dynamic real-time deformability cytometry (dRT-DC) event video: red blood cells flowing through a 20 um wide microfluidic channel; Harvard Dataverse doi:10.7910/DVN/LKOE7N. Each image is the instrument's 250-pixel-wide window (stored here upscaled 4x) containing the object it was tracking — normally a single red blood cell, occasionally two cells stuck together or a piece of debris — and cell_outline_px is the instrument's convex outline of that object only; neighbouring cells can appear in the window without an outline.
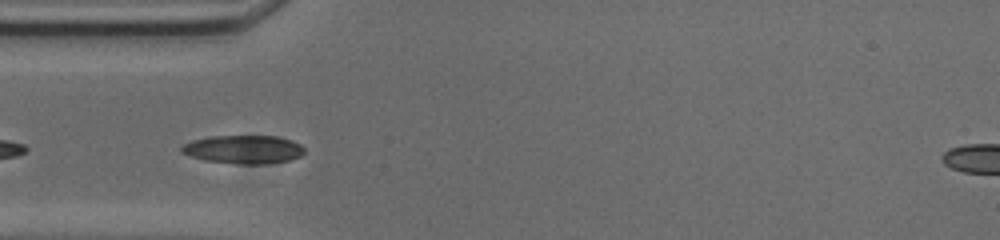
{"species": "common noctule bat (a hibernating species)", "species_latin": "Nyctalus noctula", "temperature_condition": "cold", "stored_images_in_passage": 32, "camera_frame_rate_fps": 3000, "um_per_image_px": 0.085, "animal": {"sex": "male", "body_mass_g": 20.0, "forearm_length_mm": 53.3}, "frame": {"image": 1, "passage_image": 2, "time_ms": 0.333, "image_size_px": [1000, 240], "cell_outline_px": [[304, 152], [300, 156], [292, 160], [264, 164], [244, 164], [204, 160], [180, 152], [180, 148], [184, 144], [192, 140], [208, 136], [276, 136], [292, 140], [300, 144], [304, 148]], "centroid_in_image_um": [20.71, 12.69], "position_along_channel_um": 64.3, "area_um2": 20.35}}
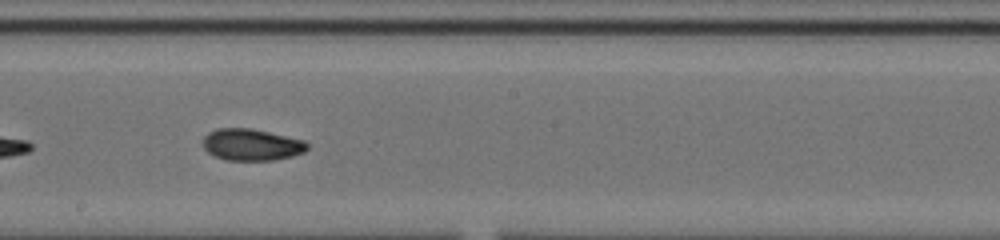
{"frame": {"image": 2, "passage_image": 15, "time_ms": 4.667, "image_size_px": [1000, 240], "cell_outline_px": [[308, 148], [304, 152], [292, 156], [272, 160], [228, 160], [216, 156], [208, 152], [204, 148], [204, 136], [208, 132], [216, 128], [252, 128], [304, 140], [308, 144]], "centroid_in_image_um": [21.39, 12.29], "position_along_channel_um": 226.8, "area_um2": 19.19}}
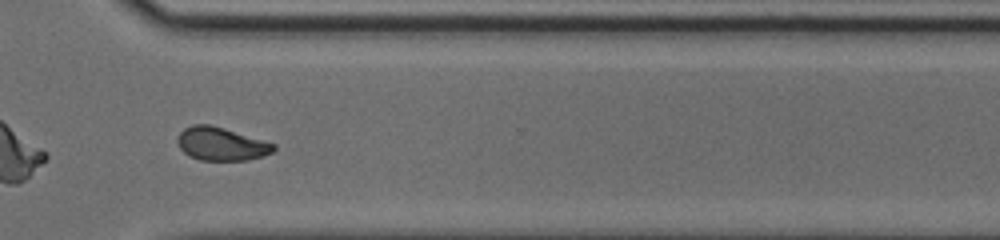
{"frame": {"image": 3, "passage_image": 25, "time_ms": 8.0, "image_size_px": [1000, 240], "cell_outline_px": [[276, 148], [272, 152], [248, 160], [200, 160], [188, 156], [180, 148], [176, 140], [180, 132], [184, 128], [192, 124], [208, 124], [224, 128], [276, 144]], "centroid_in_image_um": [18.77, 12.23], "position_along_channel_um": 351.8, "area_um2": 18.55}, "authors_computed_cell_mechanics": {"area_um2": 18.785, "velocity_mm_per_s": 3.7394, "shape_relaxation_time_tau1_ms": 6.0365, "shape_relaxation_time_tau2_ms": 2.5237, "deformation_change_tau1": 0.1888, "deformation_change_tau2": 0.0682}}